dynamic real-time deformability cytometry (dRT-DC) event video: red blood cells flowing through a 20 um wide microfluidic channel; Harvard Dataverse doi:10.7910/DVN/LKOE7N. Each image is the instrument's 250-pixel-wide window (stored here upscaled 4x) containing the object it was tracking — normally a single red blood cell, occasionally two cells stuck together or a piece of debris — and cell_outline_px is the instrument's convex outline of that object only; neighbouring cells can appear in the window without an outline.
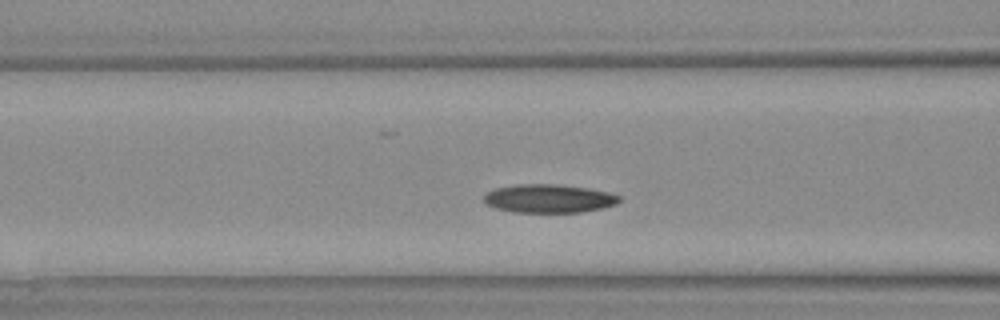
{"species": "Egyptian fruit bat (a non-hibernating species)", "species_latin": "Rousettus aegyptiacus", "temperature_condition": "warm", "stored_images_in_passage": 5, "segment_of_instrument_passage": [2, 2], "camera_frame_rate_fps": 3000, "um_per_image_px": 0.085, "animal": {"sex": "female"}, "frame": {"image": 1, "passage_image": 5, "time_ms": 5.0, "image_size_px": [1000, 320], "cell_outline_px": [[620, 200], [616, 204], [604, 208], [580, 212], [516, 212], [496, 208], [484, 204], [484, 196], [488, 192], [496, 188], [516, 184], [556, 184], [588, 188], [608, 192], [620, 196]], "centroid_in_image_um": [46.65, 16.87], "position_along_channel_um": 119.9, "area_um2": 22.43}}